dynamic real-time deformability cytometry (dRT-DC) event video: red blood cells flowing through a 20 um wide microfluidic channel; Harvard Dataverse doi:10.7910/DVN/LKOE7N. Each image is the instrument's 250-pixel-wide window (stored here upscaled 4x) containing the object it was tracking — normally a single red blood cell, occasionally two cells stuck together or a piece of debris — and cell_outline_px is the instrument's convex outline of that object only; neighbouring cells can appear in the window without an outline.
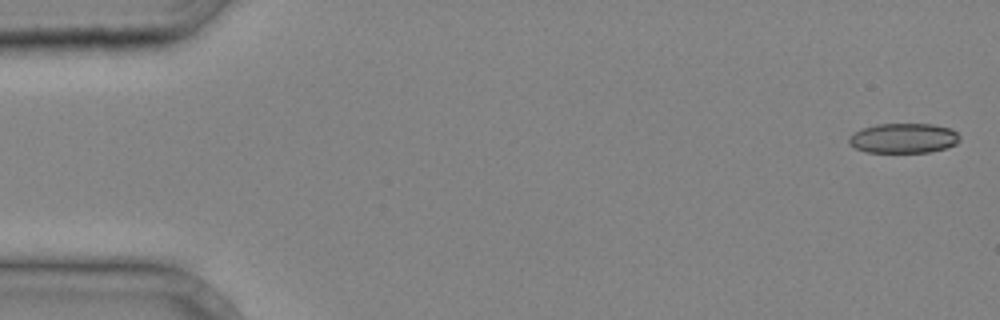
{"species": "common noctule bat (a hibernating species)", "species_latin": "Nyctalus noctula", "temperature_condition": "cold", "stored_images_in_passage": 37, "camera_frame_rate_fps": 3000, "um_per_image_px": 0.085, "animal": {"sex": "male", "body_mass_g": 20.4}, "frame": {"image": 1, "passage_image": 1, "time_ms": 0.0, "image_size_px": [1000, 320], "cell_outline_px": [[960, 140], [956, 144], [944, 148], [928, 152], [864, 152], [848, 144], [848, 136], [860, 128], [876, 124], [932, 124], [952, 128], [960, 136]], "centroid_in_image_um": [76.77, 11.74], "position_along_channel_um": 8.2, "area_um2": 19.48}}
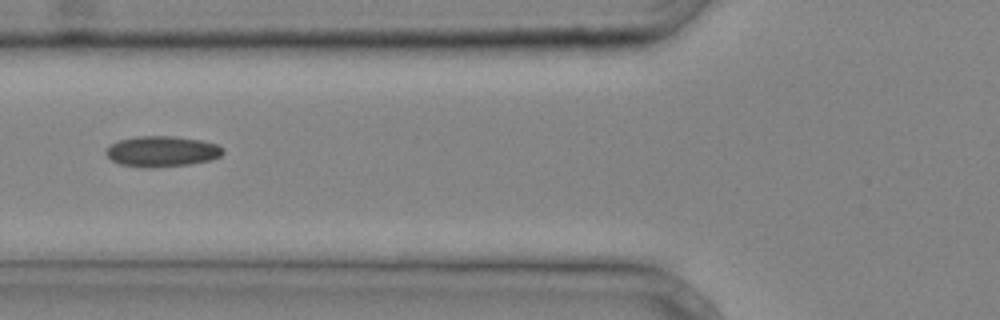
{"frame": {"image": 2, "passage_image": 15, "time_ms": 4.667, "image_size_px": [1000, 320], "cell_outline_px": [[224, 152], [220, 156], [212, 160], [188, 164], [156, 168], [152, 168], [120, 164], [112, 160], [104, 152], [112, 144], [120, 140], [136, 136], [172, 136], [200, 140], [216, 144], [224, 148]], "centroid_in_image_um": [13.79, 12.87], "position_along_channel_um": 112.0, "area_um2": 20.81}}
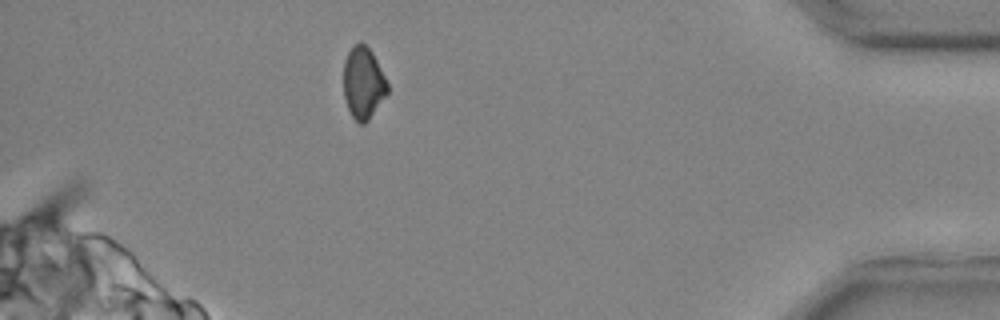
{"frame": {"image": 3, "passage_image": 35, "time_ms": 11.333, "image_size_px": [1000, 320], "cell_outline_px": [[388, 92], [368, 120], [364, 124], [360, 124], [352, 116], [348, 108], [344, 96], [344, 60], [348, 52], [360, 40], [372, 52], [388, 84]], "centroid_in_image_um": [30.87, 7.05], "position_along_channel_um": 404.3, "area_um2": 18.09}}